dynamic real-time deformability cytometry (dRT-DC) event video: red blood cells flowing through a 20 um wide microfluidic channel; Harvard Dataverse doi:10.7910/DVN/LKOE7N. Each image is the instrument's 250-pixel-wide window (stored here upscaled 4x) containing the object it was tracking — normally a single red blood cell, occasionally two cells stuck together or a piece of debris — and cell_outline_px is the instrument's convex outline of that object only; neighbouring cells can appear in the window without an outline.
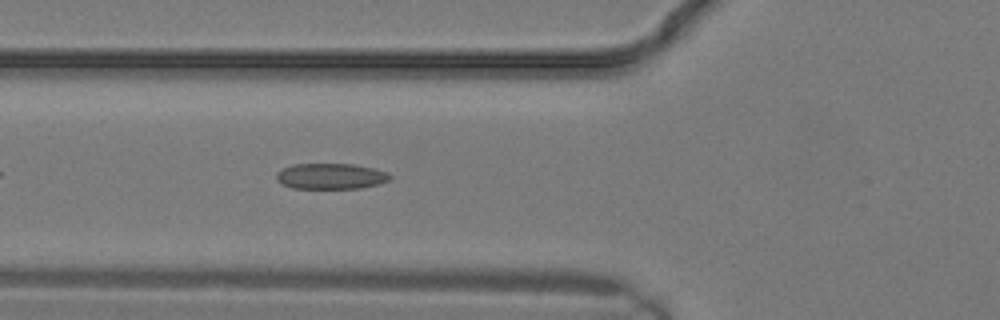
{"species": "common noctule bat (a hibernating species)", "species_latin": "Nyctalus noctula", "temperature_condition": "warm", "stored_images_in_passage": 10, "camera_frame_rate_fps": 3000, "um_per_image_px": 0.085, "animal": {"sex": "male", "body_mass_g": 19.2, "forearm_length_mm": 51.8}, "frame": {"image": 1, "passage_image": 10, "time_ms": 3.0, "image_size_px": [1000, 320], "cell_outline_px": [[392, 176], [388, 180], [380, 184], [360, 188], [292, 188], [276, 180], [276, 172], [292, 164], [352, 164], [376, 168], [388, 172]], "centroid_in_image_um": [28.14, 14.97], "position_along_channel_um": 97.7, "area_um2": 17.11}}